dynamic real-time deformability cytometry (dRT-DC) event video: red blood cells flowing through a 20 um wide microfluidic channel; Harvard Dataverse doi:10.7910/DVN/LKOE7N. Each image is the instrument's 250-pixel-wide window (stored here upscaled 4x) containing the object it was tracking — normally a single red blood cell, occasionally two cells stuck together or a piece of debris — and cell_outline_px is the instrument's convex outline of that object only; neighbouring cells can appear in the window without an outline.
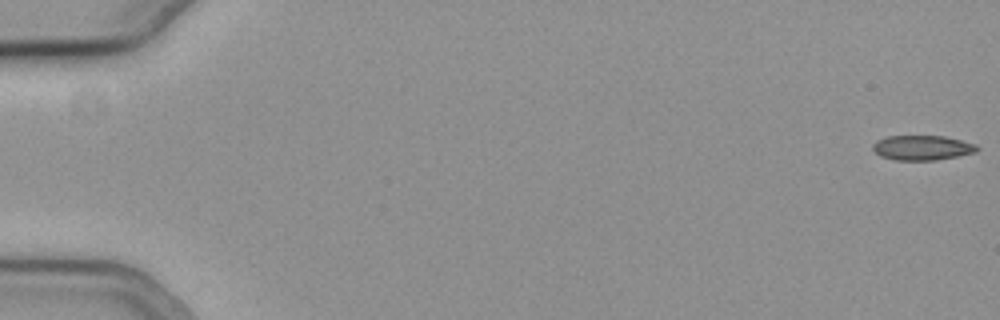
{"species": "common noctule bat (a hibernating species)", "species_latin": "Nyctalus noctula", "temperature_condition": "cold", "stored_images_in_passage": 9, "camera_frame_rate_fps": 3000, "um_per_image_px": 0.085, "animal": {"sex": "female", "body_mass_g": 19.3, "forearm_length_mm": 54.1}, "frame": {"image": 1, "passage_image": 1, "time_ms": 0.0, "image_size_px": [1000, 320], "cell_outline_px": [[980, 148], [976, 152], [936, 160], [896, 160], [880, 156], [872, 148], [872, 144], [876, 140], [888, 136], [944, 136], [976, 144]], "centroid_in_image_um": [78.38, 12.55], "position_along_channel_um": 6.6, "area_um2": 15.03}}